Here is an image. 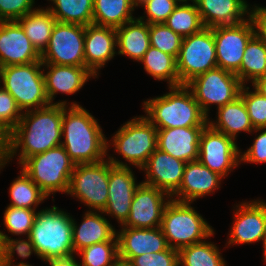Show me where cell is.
<instances>
[{
    "label": "cell",
    "mask_w": 266,
    "mask_h": 266,
    "mask_svg": "<svg viewBox=\"0 0 266 266\" xmlns=\"http://www.w3.org/2000/svg\"><path fill=\"white\" fill-rule=\"evenodd\" d=\"M62 104L69 103L60 101L22 113L20 122L7 135V162L16 155L17 150H20L18 159L22 164L33 155L61 145Z\"/></svg>",
    "instance_id": "1"
},
{
    "label": "cell",
    "mask_w": 266,
    "mask_h": 266,
    "mask_svg": "<svg viewBox=\"0 0 266 266\" xmlns=\"http://www.w3.org/2000/svg\"><path fill=\"white\" fill-rule=\"evenodd\" d=\"M67 107L62 104V137L65 140L61 145L70 159L75 165L104 160L110 144L98 121L77 103L72 102Z\"/></svg>",
    "instance_id": "2"
},
{
    "label": "cell",
    "mask_w": 266,
    "mask_h": 266,
    "mask_svg": "<svg viewBox=\"0 0 266 266\" xmlns=\"http://www.w3.org/2000/svg\"><path fill=\"white\" fill-rule=\"evenodd\" d=\"M169 93L144 101L146 118L157 128L205 127L210 120L186 85L169 87Z\"/></svg>",
    "instance_id": "3"
},
{
    "label": "cell",
    "mask_w": 266,
    "mask_h": 266,
    "mask_svg": "<svg viewBox=\"0 0 266 266\" xmlns=\"http://www.w3.org/2000/svg\"><path fill=\"white\" fill-rule=\"evenodd\" d=\"M73 220L56 206L36 212L29 238L42 260L66 257L74 253Z\"/></svg>",
    "instance_id": "4"
},
{
    "label": "cell",
    "mask_w": 266,
    "mask_h": 266,
    "mask_svg": "<svg viewBox=\"0 0 266 266\" xmlns=\"http://www.w3.org/2000/svg\"><path fill=\"white\" fill-rule=\"evenodd\" d=\"M191 204L171 199L164 209L160 228L170 248L179 250L214 234L212 226Z\"/></svg>",
    "instance_id": "5"
},
{
    "label": "cell",
    "mask_w": 266,
    "mask_h": 266,
    "mask_svg": "<svg viewBox=\"0 0 266 266\" xmlns=\"http://www.w3.org/2000/svg\"><path fill=\"white\" fill-rule=\"evenodd\" d=\"M20 166L48 197L55 192H68L75 163L59 145L27 158Z\"/></svg>",
    "instance_id": "6"
},
{
    "label": "cell",
    "mask_w": 266,
    "mask_h": 266,
    "mask_svg": "<svg viewBox=\"0 0 266 266\" xmlns=\"http://www.w3.org/2000/svg\"><path fill=\"white\" fill-rule=\"evenodd\" d=\"M42 62L0 68V82L16 101L22 112L50 104L44 82ZM25 110V111H23Z\"/></svg>",
    "instance_id": "7"
},
{
    "label": "cell",
    "mask_w": 266,
    "mask_h": 266,
    "mask_svg": "<svg viewBox=\"0 0 266 266\" xmlns=\"http://www.w3.org/2000/svg\"><path fill=\"white\" fill-rule=\"evenodd\" d=\"M176 66L179 86L186 85L196 76L217 68L213 28L204 27L196 34L183 37Z\"/></svg>",
    "instance_id": "8"
},
{
    "label": "cell",
    "mask_w": 266,
    "mask_h": 266,
    "mask_svg": "<svg viewBox=\"0 0 266 266\" xmlns=\"http://www.w3.org/2000/svg\"><path fill=\"white\" fill-rule=\"evenodd\" d=\"M158 129L145 117H134L114 134L112 145L125 161L141 169L157 149Z\"/></svg>",
    "instance_id": "9"
},
{
    "label": "cell",
    "mask_w": 266,
    "mask_h": 266,
    "mask_svg": "<svg viewBox=\"0 0 266 266\" xmlns=\"http://www.w3.org/2000/svg\"><path fill=\"white\" fill-rule=\"evenodd\" d=\"M186 86L208 117L210 104H216L218 109L233 102L239 97L242 84L236 74L217 67L196 76Z\"/></svg>",
    "instance_id": "10"
},
{
    "label": "cell",
    "mask_w": 266,
    "mask_h": 266,
    "mask_svg": "<svg viewBox=\"0 0 266 266\" xmlns=\"http://www.w3.org/2000/svg\"><path fill=\"white\" fill-rule=\"evenodd\" d=\"M109 160L77 164L67 194L78 198L91 211H103L108 200Z\"/></svg>",
    "instance_id": "11"
},
{
    "label": "cell",
    "mask_w": 266,
    "mask_h": 266,
    "mask_svg": "<svg viewBox=\"0 0 266 266\" xmlns=\"http://www.w3.org/2000/svg\"><path fill=\"white\" fill-rule=\"evenodd\" d=\"M84 38L85 26L56 22L41 62L85 67Z\"/></svg>",
    "instance_id": "12"
},
{
    "label": "cell",
    "mask_w": 266,
    "mask_h": 266,
    "mask_svg": "<svg viewBox=\"0 0 266 266\" xmlns=\"http://www.w3.org/2000/svg\"><path fill=\"white\" fill-rule=\"evenodd\" d=\"M247 17V20L236 25L213 27L218 68L234 74L240 70L246 45L256 34L253 18Z\"/></svg>",
    "instance_id": "13"
},
{
    "label": "cell",
    "mask_w": 266,
    "mask_h": 266,
    "mask_svg": "<svg viewBox=\"0 0 266 266\" xmlns=\"http://www.w3.org/2000/svg\"><path fill=\"white\" fill-rule=\"evenodd\" d=\"M235 140L207 124L199 139L198 160L223 178L241 163V154Z\"/></svg>",
    "instance_id": "14"
},
{
    "label": "cell",
    "mask_w": 266,
    "mask_h": 266,
    "mask_svg": "<svg viewBox=\"0 0 266 266\" xmlns=\"http://www.w3.org/2000/svg\"><path fill=\"white\" fill-rule=\"evenodd\" d=\"M108 160V200L104 210L99 213L114 216L122 226L129 216L134 193L142 182H135L134 173L127 163L111 156H108Z\"/></svg>",
    "instance_id": "15"
},
{
    "label": "cell",
    "mask_w": 266,
    "mask_h": 266,
    "mask_svg": "<svg viewBox=\"0 0 266 266\" xmlns=\"http://www.w3.org/2000/svg\"><path fill=\"white\" fill-rule=\"evenodd\" d=\"M170 200L171 196L166 192L141 183L134 193L129 216L122 227H160L164 209Z\"/></svg>",
    "instance_id": "16"
},
{
    "label": "cell",
    "mask_w": 266,
    "mask_h": 266,
    "mask_svg": "<svg viewBox=\"0 0 266 266\" xmlns=\"http://www.w3.org/2000/svg\"><path fill=\"white\" fill-rule=\"evenodd\" d=\"M233 226L227 245L249 244L264 240L266 236V203L262 200L236 205Z\"/></svg>",
    "instance_id": "17"
},
{
    "label": "cell",
    "mask_w": 266,
    "mask_h": 266,
    "mask_svg": "<svg viewBox=\"0 0 266 266\" xmlns=\"http://www.w3.org/2000/svg\"><path fill=\"white\" fill-rule=\"evenodd\" d=\"M41 62V54L32 45L17 20L0 21V68Z\"/></svg>",
    "instance_id": "18"
},
{
    "label": "cell",
    "mask_w": 266,
    "mask_h": 266,
    "mask_svg": "<svg viewBox=\"0 0 266 266\" xmlns=\"http://www.w3.org/2000/svg\"><path fill=\"white\" fill-rule=\"evenodd\" d=\"M185 166L186 162L157 148L140 169L146 172V180L142 183L156 187L172 196L181 185Z\"/></svg>",
    "instance_id": "19"
},
{
    "label": "cell",
    "mask_w": 266,
    "mask_h": 266,
    "mask_svg": "<svg viewBox=\"0 0 266 266\" xmlns=\"http://www.w3.org/2000/svg\"><path fill=\"white\" fill-rule=\"evenodd\" d=\"M116 236L118 257L128 261L142 254L162 252L169 247L160 227H122L121 232H116Z\"/></svg>",
    "instance_id": "20"
},
{
    "label": "cell",
    "mask_w": 266,
    "mask_h": 266,
    "mask_svg": "<svg viewBox=\"0 0 266 266\" xmlns=\"http://www.w3.org/2000/svg\"><path fill=\"white\" fill-rule=\"evenodd\" d=\"M116 29L98 26H85L84 56L85 67L95 76L106 62L113 59L116 53Z\"/></svg>",
    "instance_id": "21"
},
{
    "label": "cell",
    "mask_w": 266,
    "mask_h": 266,
    "mask_svg": "<svg viewBox=\"0 0 266 266\" xmlns=\"http://www.w3.org/2000/svg\"><path fill=\"white\" fill-rule=\"evenodd\" d=\"M223 179L218 173L211 171L199 160L187 162L179 189L171 196L178 202L192 203L200 197L213 193L220 188ZM177 197V198H176Z\"/></svg>",
    "instance_id": "22"
},
{
    "label": "cell",
    "mask_w": 266,
    "mask_h": 266,
    "mask_svg": "<svg viewBox=\"0 0 266 266\" xmlns=\"http://www.w3.org/2000/svg\"><path fill=\"white\" fill-rule=\"evenodd\" d=\"M204 127L158 129L157 148L184 162L198 160L199 139Z\"/></svg>",
    "instance_id": "23"
},
{
    "label": "cell",
    "mask_w": 266,
    "mask_h": 266,
    "mask_svg": "<svg viewBox=\"0 0 266 266\" xmlns=\"http://www.w3.org/2000/svg\"><path fill=\"white\" fill-rule=\"evenodd\" d=\"M204 27L236 25L252 11L245 0H194ZM249 10V11H248Z\"/></svg>",
    "instance_id": "24"
},
{
    "label": "cell",
    "mask_w": 266,
    "mask_h": 266,
    "mask_svg": "<svg viewBox=\"0 0 266 266\" xmlns=\"http://www.w3.org/2000/svg\"><path fill=\"white\" fill-rule=\"evenodd\" d=\"M49 71L43 73L45 89L50 104H53L58 92L74 94L79 91L89 78L95 77L86 67L55 65L43 63Z\"/></svg>",
    "instance_id": "25"
},
{
    "label": "cell",
    "mask_w": 266,
    "mask_h": 266,
    "mask_svg": "<svg viewBox=\"0 0 266 266\" xmlns=\"http://www.w3.org/2000/svg\"><path fill=\"white\" fill-rule=\"evenodd\" d=\"M72 237L74 253L96 243L118 241L115 228L97 211L87 210L80 226L73 219Z\"/></svg>",
    "instance_id": "26"
},
{
    "label": "cell",
    "mask_w": 266,
    "mask_h": 266,
    "mask_svg": "<svg viewBox=\"0 0 266 266\" xmlns=\"http://www.w3.org/2000/svg\"><path fill=\"white\" fill-rule=\"evenodd\" d=\"M144 17L135 18L116 28L118 54L127 55L139 62L150 48L149 24Z\"/></svg>",
    "instance_id": "27"
},
{
    "label": "cell",
    "mask_w": 266,
    "mask_h": 266,
    "mask_svg": "<svg viewBox=\"0 0 266 266\" xmlns=\"http://www.w3.org/2000/svg\"><path fill=\"white\" fill-rule=\"evenodd\" d=\"M217 121H208V124L215 130L226 134L236 140L240 132L251 133L253 128L246 105L239 96L233 102L223 105L217 109Z\"/></svg>",
    "instance_id": "28"
},
{
    "label": "cell",
    "mask_w": 266,
    "mask_h": 266,
    "mask_svg": "<svg viewBox=\"0 0 266 266\" xmlns=\"http://www.w3.org/2000/svg\"><path fill=\"white\" fill-rule=\"evenodd\" d=\"M134 0H93V24L118 28L134 20Z\"/></svg>",
    "instance_id": "29"
},
{
    "label": "cell",
    "mask_w": 266,
    "mask_h": 266,
    "mask_svg": "<svg viewBox=\"0 0 266 266\" xmlns=\"http://www.w3.org/2000/svg\"><path fill=\"white\" fill-rule=\"evenodd\" d=\"M24 29L32 45L41 54L48 46L53 27L57 20L46 8H35L17 20Z\"/></svg>",
    "instance_id": "30"
},
{
    "label": "cell",
    "mask_w": 266,
    "mask_h": 266,
    "mask_svg": "<svg viewBox=\"0 0 266 266\" xmlns=\"http://www.w3.org/2000/svg\"><path fill=\"white\" fill-rule=\"evenodd\" d=\"M236 75L242 85L248 81L253 84L266 75V45L257 34L247 43L240 70Z\"/></svg>",
    "instance_id": "31"
},
{
    "label": "cell",
    "mask_w": 266,
    "mask_h": 266,
    "mask_svg": "<svg viewBox=\"0 0 266 266\" xmlns=\"http://www.w3.org/2000/svg\"><path fill=\"white\" fill-rule=\"evenodd\" d=\"M55 6L46 7L60 23L93 24V0H50Z\"/></svg>",
    "instance_id": "32"
},
{
    "label": "cell",
    "mask_w": 266,
    "mask_h": 266,
    "mask_svg": "<svg viewBox=\"0 0 266 266\" xmlns=\"http://www.w3.org/2000/svg\"><path fill=\"white\" fill-rule=\"evenodd\" d=\"M139 62L144 64L145 71L155 79L159 81L166 80L167 83L169 82V87L179 86V76L174 56L150 46Z\"/></svg>",
    "instance_id": "33"
},
{
    "label": "cell",
    "mask_w": 266,
    "mask_h": 266,
    "mask_svg": "<svg viewBox=\"0 0 266 266\" xmlns=\"http://www.w3.org/2000/svg\"><path fill=\"white\" fill-rule=\"evenodd\" d=\"M164 24L182 37L200 32L204 25L195 2H179Z\"/></svg>",
    "instance_id": "34"
},
{
    "label": "cell",
    "mask_w": 266,
    "mask_h": 266,
    "mask_svg": "<svg viewBox=\"0 0 266 266\" xmlns=\"http://www.w3.org/2000/svg\"><path fill=\"white\" fill-rule=\"evenodd\" d=\"M179 266H226L217 246L201 241L178 250Z\"/></svg>",
    "instance_id": "35"
},
{
    "label": "cell",
    "mask_w": 266,
    "mask_h": 266,
    "mask_svg": "<svg viewBox=\"0 0 266 266\" xmlns=\"http://www.w3.org/2000/svg\"><path fill=\"white\" fill-rule=\"evenodd\" d=\"M9 188L11 203L8 206L36 210L47 195L21 170Z\"/></svg>",
    "instance_id": "36"
},
{
    "label": "cell",
    "mask_w": 266,
    "mask_h": 266,
    "mask_svg": "<svg viewBox=\"0 0 266 266\" xmlns=\"http://www.w3.org/2000/svg\"><path fill=\"white\" fill-rule=\"evenodd\" d=\"M77 254L82 257L80 266H114L118 258V241L96 243Z\"/></svg>",
    "instance_id": "37"
},
{
    "label": "cell",
    "mask_w": 266,
    "mask_h": 266,
    "mask_svg": "<svg viewBox=\"0 0 266 266\" xmlns=\"http://www.w3.org/2000/svg\"><path fill=\"white\" fill-rule=\"evenodd\" d=\"M150 45L158 50L178 57L183 37L174 33L164 23H156L149 25Z\"/></svg>",
    "instance_id": "38"
},
{
    "label": "cell",
    "mask_w": 266,
    "mask_h": 266,
    "mask_svg": "<svg viewBox=\"0 0 266 266\" xmlns=\"http://www.w3.org/2000/svg\"><path fill=\"white\" fill-rule=\"evenodd\" d=\"M36 211L28 208L7 206L4 212V225L14 235L29 236L35 219Z\"/></svg>",
    "instance_id": "39"
},
{
    "label": "cell",
    "mask_w": 266,
    "mask_h": 266,
    "mask_svg": "<svg viewBox=\"0 0 266 266\" xmlns=\"http://www.w3.org/2000/svg\"><path fill=\"white\" fill-rule=\"evenodd\" d=\"M25 239H13L6 233L0 231V265L13 266V256L15 251L20 258H28L34 252L37 255L35 247L29 236Z\"/></svg>",
    "instance_id": "40"
},
{
    "label": "cell",
    "mask_w": 266,
    "mask_h": 266,
    "mask_svg": "<svg viewBox=\"0 0 266 266\" xmlns=\"http://www.w3.org/2000/svg\"><path fill=\"white\" fill-rule=\"evenodd\" d=\"M242 85L239 96L243 99L253 128H266V97L257 90L249 91Z\"/></svg>",
    "instance_id": "41"
},
{
    "label": "cell",
    "mask_w": 266,
    "mask_h": 266,
    "mask_svg": "<svg viewBox=\"0 0 266 266\" xmlns=\"http://www.w3.org/2000/svg\"><path fill=\"white\" fill-rule=\"evenodd\" d=\"M22 117V111L13 96L0 87V131L6 136L17 126Z\"/></svg>",
    "instance_id": "42"
},
{
    "label": "cell",
    "mask_w": 266,
    "mask_h": 266,
    "mask_svg": "<svg viewBox=\"0 0 266 266\" xmlns=\"http://www.w3.org/2000/svg\"><path fill=\"white\" fill-rule=\"evenodd\" d=\"M178 4V0H143L138 6L146 10L144 13L147 18L144 22L150 25L164 23Z\"/></svg>",
    "instance_id": "43"
},
{
    "label": "cell",
    "mask_w": 266,
    "mask_h": 266,
    "mask_svg": "<svg viewBox=\"0 0 266 266\" xmlns=\"http://www.w3.org/2000/svg\"><path fill=\"white\" fill-rule=\"evenodd\" d=\"M134 266H179L178 250L168 247L162 252L146 253L130 260Z\"/></svg>",
    "instance_id": "44"
},
{
    "label": "cell",
    "mask_w": 266,
    "mask_h": 266,
    "mask_svg": "<svg viewBox=\"0 0 266 266\" xmlns=\"http://www.w3.org/2000/svg\"><path fill=\"white\" fill-rule=\"evenodd\" d=\"M35 0H0V21L18 20L33 9Z\"/></svg>",
    "instance_id": "45"
},
{
    "label": "cell",
    "mask_w": 266,
    "mask_h": 266,
    "mask_svg": "<svg viewBox=\"0 0 266 266\" xmlns=\"http://www.w3.org/2000/svg\"><path fill=\"white\" fill-rule=\"evenodd\" d=\"M257 131L261 133L254 139L252 146L240 154L241 162L266 163V128H255Z\"/></svg>",
    "instance_id": "46"
},
{
    "label": "cell",
    "mask_w": 266,
    "mask_h": 266,
    "mask_svg": "<svg viewBox=\"0 0 266 266\" xmlns=\"http://www.w3.org/2000/svg\"><path fill=\"white\" fill-rule=\"evenodd\" d=\"M251 17L256 26V34L266 45V7L255 6L251 8Z\"/></svg>",
    "instance_id": "47"
},
{
    "label": "cell",
    "mask_w": 266,
    "mask_h": 266,
    "mask_svg": "<svg viewBox=\"0 0 266 266\" xmlns=\"http://www.w3.org/2000/svg\"><path fill=\"white\" fill-rule=\"evenodd\" d=\"M75 255H69L66 257H57L46 260L50 266H80V263L74 257Z\"/></svg>",
    "instance_id": "48"
},
{
    "label": "cell",
    "mask_w": 266,
    "mask_h": 266,
    "mask_svg": "<svg viewBox=\"0 0 266 266\" xmlns=\"http://www.w3.org/2000/svg\"><path fill=\"white\" fill-rule=\"evenodd\" d=\"M7 136L0 131V170L7 164Z\"/></svg>",
    "instance_id": "49"
},
{
    "label": "cell",
    "mask_w": 266,
    "mask_h": 266,
    "mask_svg": "<svg viewBox=\"0 0 266 266\" xmlns=\"http://www.w3.org/2000/svg\"><path fill=\"white\" fill-rule=\"evenodd\" d=\"M252 86L257 90L262 96L266 97V75L257 79Z\"/></svg>",
    "instance_id": "50"
},
{
    "label": "cell",
    "mask_w": 266,
    "mask_h": 266,
    "mask_svg": "<svg viewBox=\"0 0 266 266\" xmlns=\"http://www.w3.org/2000/svg\"><path fill=\"white\" fill-rule=\"evenodd\" d=\"M114 266H134L131 261L118 257L115 261Z\"/></svg>",
    "instance_id": "51"
},
{
    "label": "cell",
    "mask_w": 266,
    "mask_h": 266,
    "mask_svg": "<svg viewBox=\"0 0 266 266\" xmlns=\"http://www.w3.org/2000/svg\"><path fill=\"white\" fill-rule=\"evenodd\" d=\"M263 253H264V259H265V262H266V236L263 240Z\"/></svg>",
    "instance_id": "52"
},
{
    "label": "cell",
    "mask_w": 266,
    "mask_h": 266,
    "mask_svg": "<svg viewBox=\"0 0 266 266\" xmlns=\"http://www.w3.org/2000/svg\"><path fill=\"white\" fill-rule=\"evenodd\" d=\"M0 266H11V265H0ZM13 266H32V265H30V264H26V263H24V262H20V263H18V264H13Z\"/></svg>",
    "instance_id": "53"
},
{
    "label": "cell",
    "mask_w": 266,
    "mask_h": 266,
    "mask_svg": "<svg viewBox=\"0 0 266 266\" xmlns=\"http://www.w3.org/2000/svg\"><path fill=\"white\" fill-rule=\"evenodd\" d=\"M136 5L138 6L143 0H134Z\"/></svg>",
    "instance_id": "54"
},
{
    "label": "cell",
    "mask_w": 266,
    "mask_h": 266,
    "mask_svg": "<svg viewBox=\"0 0 266 266\" xmlns=\"http://www.w3.org/2000/svg\"><path fill=\"white\" fill-rule=\"evenodd\" d=\"M179 2H188V1H191L193 2L194 0H178Z\"/></svg>",
    "instance_id": "55"
}]
</instances>
